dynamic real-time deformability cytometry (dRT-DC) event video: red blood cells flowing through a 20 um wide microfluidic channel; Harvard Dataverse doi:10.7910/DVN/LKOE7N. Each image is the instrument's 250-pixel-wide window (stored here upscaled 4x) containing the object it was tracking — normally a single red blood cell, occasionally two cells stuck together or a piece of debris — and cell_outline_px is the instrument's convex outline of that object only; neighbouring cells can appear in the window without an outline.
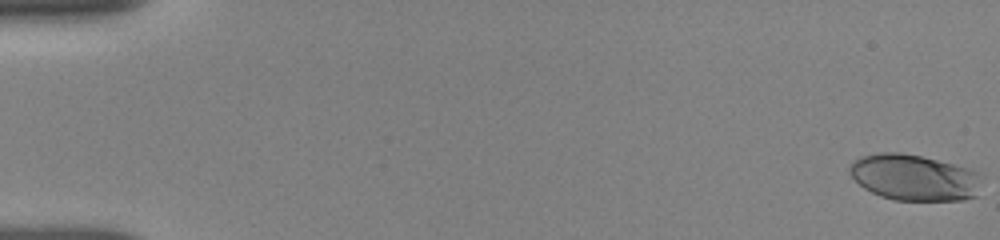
{"species": "human", "species_latin": "Homo sapiens", "temperature_condition": "room temperature", "stored_images_in_passage": 49, "camera_frame_rate_fps": 3000, "um_per_image_px": 0.085, "donor": {"sex": "female"}, "frame": {"image": 1, "passage_image": 1, "time_ms": 0.0, "image_size_px": [1000, 240], "cell_outline_px": [[984, 176], [976, 196], [964, 200], [892, 200], [880, 196], [864, 188], [848, 172], [848, 168], [852, 160], [860, 156], [876, 152], [900, 152], [920, 156], [972, 168]], "centroid_in_image_um": [77.72, 15.07], "position_along_channel_um": 7.3, "area_um2": 36.07}}
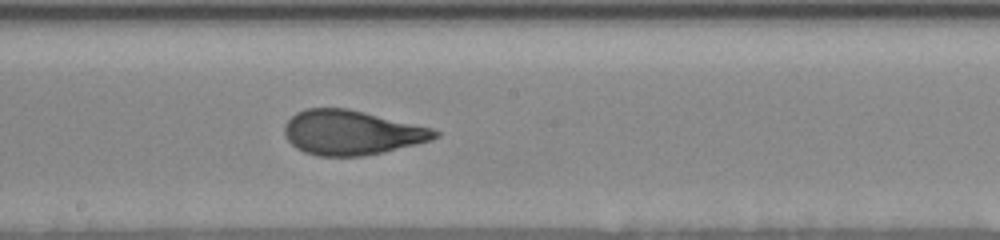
{"frame": {"image": 2, "passage_image": 25, "time_ms": 9.667, "image_size_px": [1000, 240], "cell_outline_px": [[440, 136], [432, 140], [384, 152], [364, 156], [316, 156], [304, 152], [296, 148], [284, 136], [284, 124], [296, 112], [308, 108], [348, 108], [432, 128], [440, 132]], "centroid_in_image_um": [29.87, 11.27], "position_along_channel_um": 218.3, "area_um2": 39.19}}
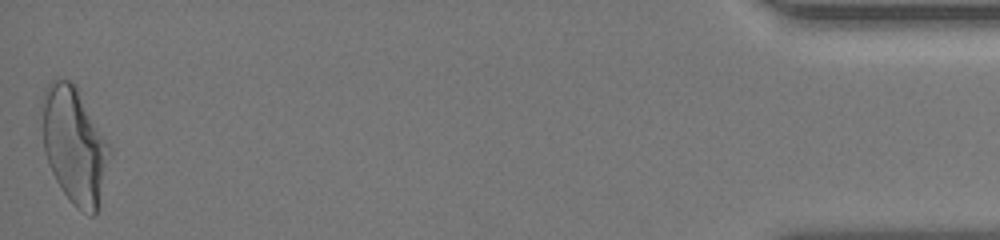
{"frame": {"image": 3, "passage_image": 49, "time_ms": 17.333, "image_size_px": [1000, 240], "cell_outline_px": [[112, 148], [96, 212], [92, 216], [76, 208], [72, 204], [60, 188], [48, 164], [44, 152], [40, 104], [40, 100], [44, 88], [52, 80], [68, 80], [76, 84]], "centroid_in_image_um": [6.29, 12.29], "position_along_channel_um": 428.9, "area_um2": 46.24}, "authors_computed_cell_mechanics": {"area_um2": 38.726, "velocity_mm_per_s": 3.8476, "shape_relaxation_time_tau1_ms": 5.1035, "shape_relaxation_time_tau2_ms": 0.9316, "deformation_change_tau1": 0.193, "deformation_change_tau2": 0.0858}}